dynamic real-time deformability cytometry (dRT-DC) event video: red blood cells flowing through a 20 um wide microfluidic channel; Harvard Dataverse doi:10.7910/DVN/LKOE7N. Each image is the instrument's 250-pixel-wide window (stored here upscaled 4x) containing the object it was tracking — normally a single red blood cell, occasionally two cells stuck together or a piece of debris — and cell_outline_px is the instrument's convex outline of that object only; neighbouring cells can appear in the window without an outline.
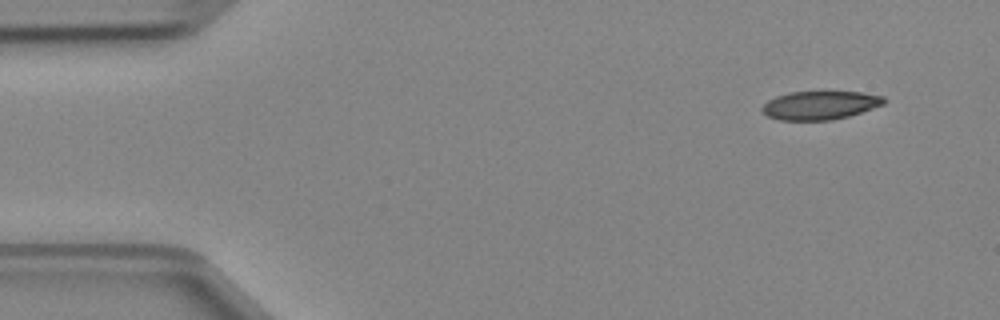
{"species": "Egyptian fruit bat (a non-hibernating species)", "species_latin": "Rousettus aegyptiacus", "temperature_condition": "cold", "stored_images_in_passage": 6, "camera_frame_rate_fps": 3000, "um_per_image_px": 0.085, "animal": {"sex": "female"}, "frame": {"image": 1, "passage_image": 1, "time_ms": 0.0, "image_size_px": [1000, 320], "cell_outline_px": [[888, 100], [884, 104], [848, 116], [832, 120], [780, 120], [768, 116], [760, 108], [768, 100], [776, 96], [788, 92], [860, 92], [884, 96]], "centroid_in_image_um": [69.71, 8.94], "position_along_channel_um": 15.3, "area_um2": 20.17}}
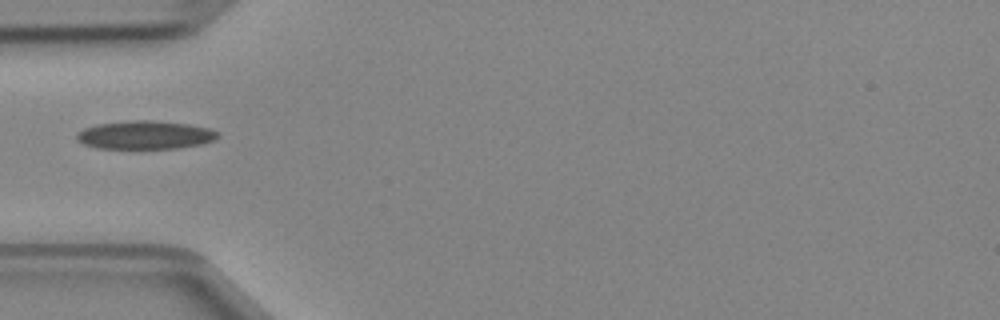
{"frame": {"image": 2, "passage_image": 4, "time_ms": 1.0, "image_size_px": [1000, 320], "cell_outline_px": [[220, 136], [212, 140], [200, 144], [176, 148], [96, 148], [84, 144], [76, 140], [76, 132], [84, 128], [96, 124], [132, 120], [152, 120], [188, 124], [208, 128], [220, 132]], "centroid_in_image_um": [12.3, 11.46], "position_along_channel_um": 72.7, "area_um2": 23.29}}